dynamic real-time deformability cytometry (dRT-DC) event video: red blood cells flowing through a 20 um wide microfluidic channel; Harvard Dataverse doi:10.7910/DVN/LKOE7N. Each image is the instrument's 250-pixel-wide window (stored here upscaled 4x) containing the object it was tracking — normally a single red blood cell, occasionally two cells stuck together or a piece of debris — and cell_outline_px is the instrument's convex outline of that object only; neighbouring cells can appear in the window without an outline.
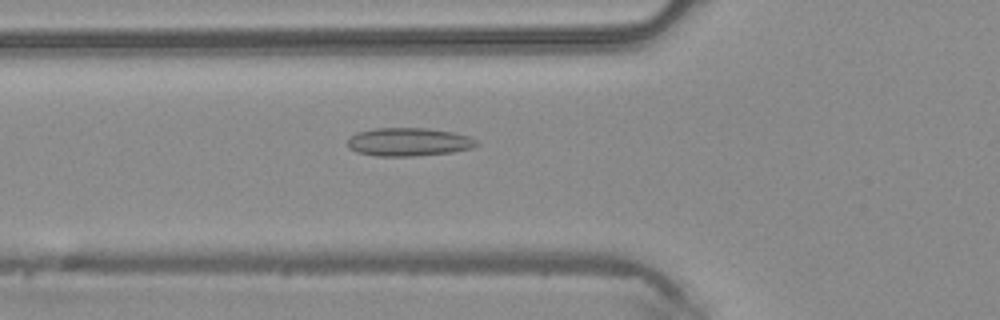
{"species": "common noctule bat (a hibernating species)", "species_latin": "Nyctalus noctula", "temperature_condition": "warm", "stored_images_in_passage": 33, "camera_frame_rate_fps": 3000, "um_per_image_px": 0.085, "animal": {"sex": "male", "body_mass_g": 20.4}, "frame": {"image": 1, "passage_image": 3, "time_ms": 0.667, "image_size_px": [1000, 320], "cell_outline_px": [[480, 144], [472, 148], [452, 152], [416, 156], [376, 156], [356, 152], [348, 148], [348, 136], [356, 132], [372, 128], [428, 128], [452, 132], [472, 136]], "centroid_in_image_um": [34.73, 12.06], "position_along_channel_um": 91.1, "area_um2": 21.62}}
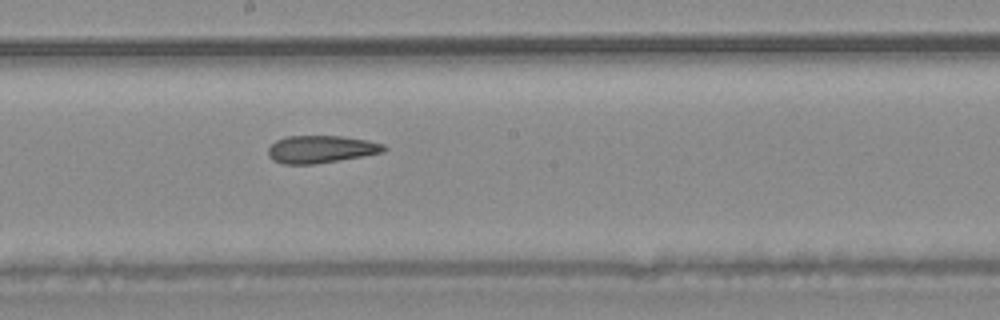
{"frame": {"image": 2, "passage_image": 12, "time_ms": 3.667, "image_size_px": [1000, 320], "cell_outline_px": [[388, 148], [384, 152], [364, 156], [316, 164], [284, 164], [272, 160], [268, 156], [268, 148], [276, 140], [284, 136], [344, 136], [368, 140], [384, 144]], "centroid_in_image_um": [27.29, 12.68], "position_along_channel_um": 220.9, "area_um2": 18.79}}
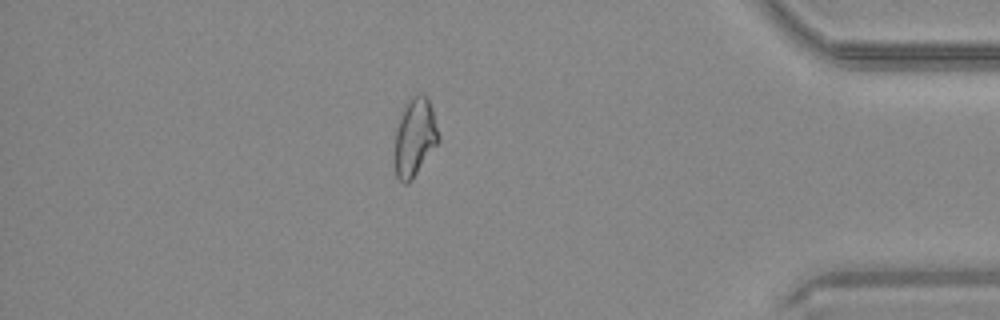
{"frame": {"image": 3, "passage_image": 27, "time_ms": 8.667, "image_size_px": [1000, 320], "cell_outline_px": [[440, 140], [412, 180], [408, 184], [404, 184], [396, 176], [396, 132], [404, 108], [412, 96], [420, 92], [424, 92], [428, 96], [432, 108], [440, 136]], "centroid_in_image_um": [35.3, 11.65], "position_along_channel_um": 399.9, "area_um2": 19.71}}